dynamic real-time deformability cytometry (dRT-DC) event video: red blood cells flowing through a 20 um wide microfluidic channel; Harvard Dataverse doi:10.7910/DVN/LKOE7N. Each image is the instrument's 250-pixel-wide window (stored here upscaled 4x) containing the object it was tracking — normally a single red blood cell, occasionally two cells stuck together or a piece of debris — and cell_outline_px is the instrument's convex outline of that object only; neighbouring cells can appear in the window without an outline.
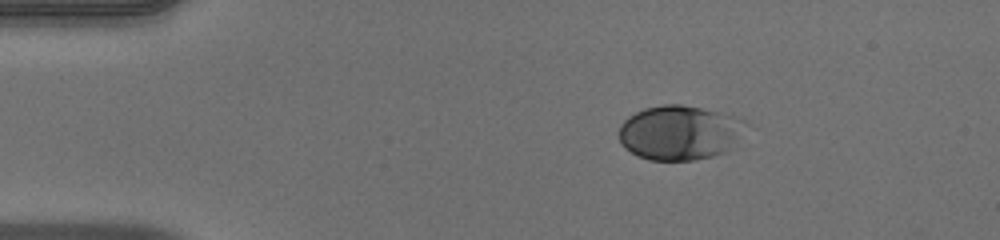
{"species": "human", "species_latin": "Homo sapiens", "temperature_condition": "warm", "stored_images_in_passage": 44, "camera_frame_rate_fps": 3000, "um_per_image_px": 0.085, "donor": {"sex": "male"}, "frame": {"image": 1, "passage_image": 1, "time_ms": 0.0, "image_size_px": [1000, 240], "cell_outline_px": [[744, 120], [728, 148], [724, 152], [712, 156], [696, 160], [648, 160], [624, 148], [620, 144], [620, 124], [628, 116], [644, 108], [664, 104], [680, 104], [720, 112]], "centroid_in_image_um": [57.63, 11.27], "position_along_channel_um": 27.4, "area_um2": 39.3}}
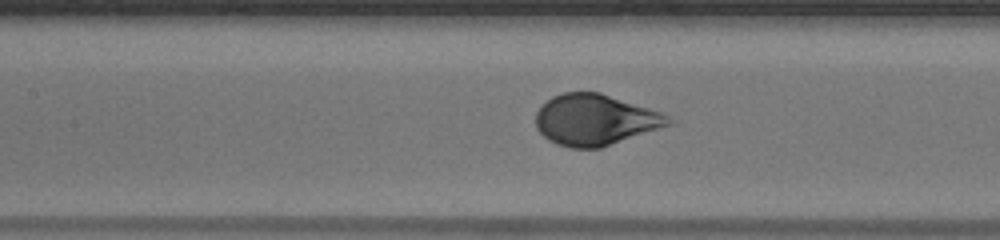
{"frame": {"image": 2, "passage_image": 16, "time_ms": 5.0, "image_size_px": [1000, 240], "cell_outline_px": [[676, 120], [672, 124], [600, 148], [568, 148], [556, 144], [548, 140], [536, 128], [536, 112], [552, 96], [564, 92], [600, 92], [660, 112]], "centroid_in_image_um": [50.58, 10.19], "position_along_channel_um": 156.8, "area_um2": 39.25}}
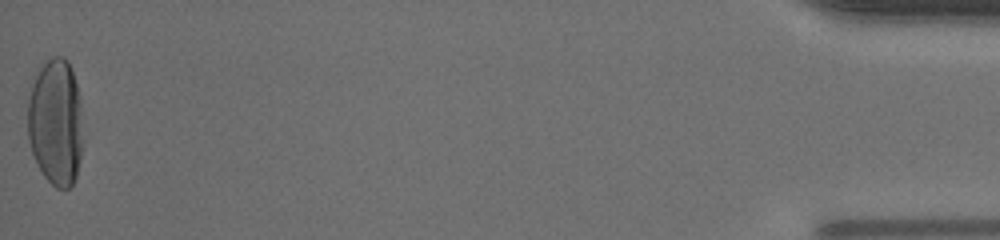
{"frame": {"image": 3, "passage_image": 44, "time_ms": 14.333, "image_size_px": [1000, 240], "cell_outline_px": [[80, 160], [76, 176], [72, 184], [68, 188], [56, 188], [44, 176], [32, 152], [28, 140], [28, 100], [36, 76], [40, 68], [52, 56], [64, 56], [68, 60], [80, 96]], "centroid_in_image_um": [4.72, 10.38], "position_along_channel_um": 430.5, "area_um2": 40.11}, "authors_computed_cell_mechanics": {"area_um2": 39.4485, "velocity_mm_per_s": 3.9575, "shape_relaxation_time_tau1_ms": 3.0762, "shape_relaxation_time_tau2_ms": null, "deformation_change_tau1": 0.1884, "deformation_change_tau2": null}}